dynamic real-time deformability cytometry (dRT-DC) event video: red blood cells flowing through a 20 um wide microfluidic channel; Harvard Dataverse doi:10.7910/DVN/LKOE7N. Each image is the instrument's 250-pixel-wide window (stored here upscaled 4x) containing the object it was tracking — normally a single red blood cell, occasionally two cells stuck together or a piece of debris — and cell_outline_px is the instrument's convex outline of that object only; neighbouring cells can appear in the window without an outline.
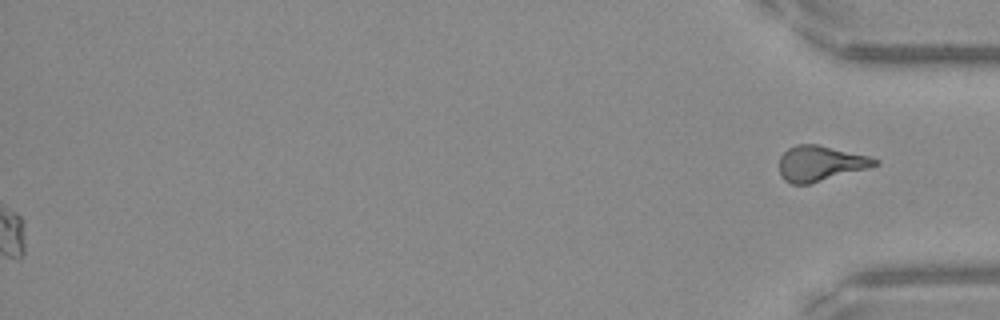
{"species": "Egyptian fruit bat (a non-hibernating species)", "species_latin": "Rousettus aegyptiacus", "temperature_condition": "warm", "stored_images_in_passage": 50, "segment_of_instrument_passage": [2, 2], "camera_frame_rate_fps": 3000, "um_per_image_px": 0.085, "frame": {"image": 1, "passage_image": 50, "time_ms": 16.333, "image_size_px": [1000, 320], "cell_outline_px": [[880, 164], [868, 168], [808, 184], [792, 184], [784, 180], [780, 176], [780, 156], [788, 148], [796, 144], [816, 144], [868, 156], [880, 160]], "centroid_in_image_um": [69.71, 13.89], "position_along_channel_um": 365.5, "area_um2": 19.54}}